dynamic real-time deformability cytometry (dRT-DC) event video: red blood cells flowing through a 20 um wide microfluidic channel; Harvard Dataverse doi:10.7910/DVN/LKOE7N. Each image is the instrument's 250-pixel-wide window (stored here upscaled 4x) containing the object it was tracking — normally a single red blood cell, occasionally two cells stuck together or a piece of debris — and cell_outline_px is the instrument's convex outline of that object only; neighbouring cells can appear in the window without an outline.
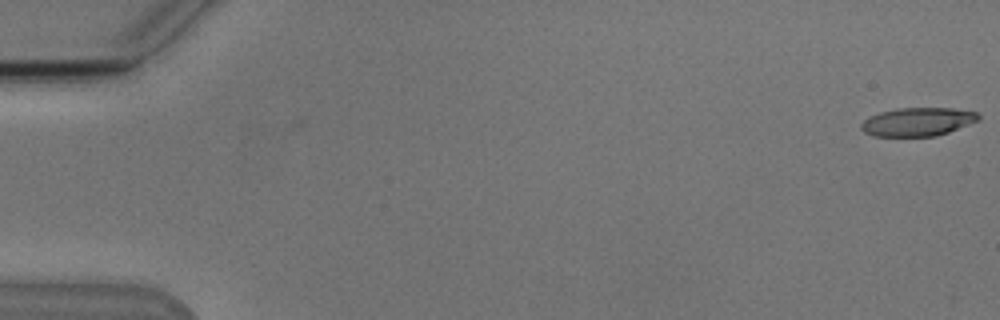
{"species": "Egyptian fruit bat (a non-hibernating species)", "species_latin": "Rousettus aegyptiacus", "temperature_condition": "cold", "stored_images_in_passage": 9, "camera_frame_rate_fps": 3000, "um_per_image_px": 0.085, "animal": {"sex": "male"}, "frame": {"image": 1, "passage_image": 1, "time_ms": 0.0, "image_size_px": [1000, 320], "cell_outline_px": [[980, 120], [948, 132], [936, 136], [872, 136], [864, 132], [860, 128], [860, 124], [868, 116], [880, 112], [896, 108], [952, 108], [976, 112], [980, 116]], "centroid_in_image_um": [77.97, 10.35], "position_along_channel_um": 7.0, "area_um2": 19.54}}